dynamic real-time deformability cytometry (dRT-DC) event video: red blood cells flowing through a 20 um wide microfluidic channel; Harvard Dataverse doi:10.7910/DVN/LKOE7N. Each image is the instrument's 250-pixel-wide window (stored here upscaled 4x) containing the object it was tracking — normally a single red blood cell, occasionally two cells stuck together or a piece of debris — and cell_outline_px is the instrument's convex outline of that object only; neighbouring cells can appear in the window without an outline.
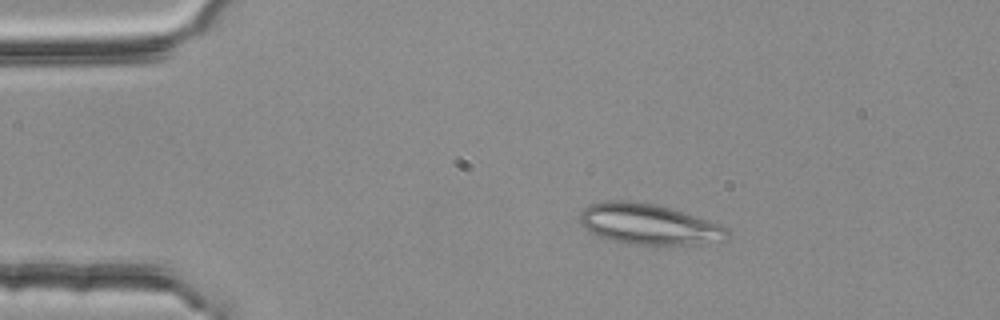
{"species": "common noctule bat (a hibernating species)", "species_latin": "Nyctalus noctula", "temperature_condition": "room temperature", "stored_images_in_passage": 3, "camera_frame_rate_fps": 3000, "um_per_image_px": 0.085, "animal": {"sex": "female", "body_mass_g": 25.1}, "frame": {"image": 1, "passage_image": 2, "time_ms": 0.333, "image_size_px": [1000, 320], "cell_outline_px": [[728, 236], [724, 240], [692, 244], [632, 244], [604, 240], [588, 232], [584, 228], [580, 220], [580, 212], [584, 208], [592, 204], [608, 200], [620, 200], [652, 204], [672, 208], [720, 224], [728, 228]], "centroid_in_image_um": [55.09, 19.06], "position_along_channel_um": 29.9, "area_um2": 34.85}}